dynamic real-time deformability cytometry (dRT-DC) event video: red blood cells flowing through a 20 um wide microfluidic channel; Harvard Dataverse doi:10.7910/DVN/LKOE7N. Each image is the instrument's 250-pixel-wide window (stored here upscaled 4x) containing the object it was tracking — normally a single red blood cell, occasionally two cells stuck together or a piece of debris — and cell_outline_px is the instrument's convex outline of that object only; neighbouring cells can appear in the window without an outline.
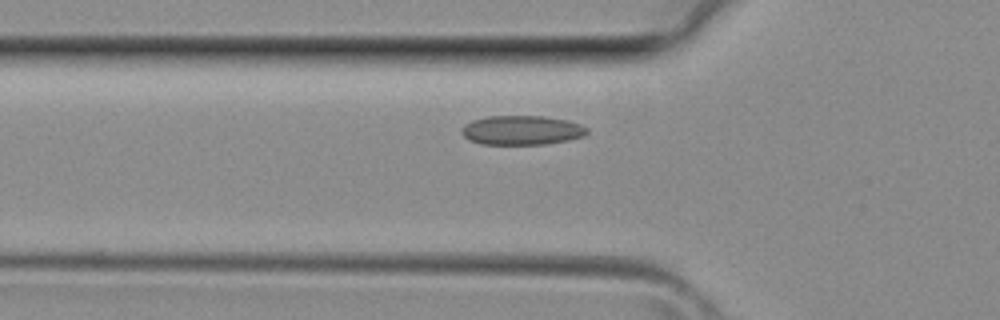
{"species": "common noctule bat (a hibernating species)", "species_latin": "Nyctalus noctula", "temperature_condition": "room temperature", "stored_images_in_passage": 29, "camera_frame_rate_fps": 3000, "um_per_image_px": 0.085, "animal": {"sex": "female", "body_mass_g": 29.2, "forearm_length_mm": 56.3}, "frame": {"image": 1, "passage_image": 8, "time_ms": 2.333, "image_size_px": [1000, 320], "cell_outline_px": [[588, 132], [584, 136], [568, 140], [544, 144], [480, 144], [468, 140], [460, 132], [464, 124], [472, 120], [488, 116], [544, 116], [568, 120], [580, 124], [588, 128]], "centroid_in_image_um": [44.34, 11.06], "position_along_channel_um": 81.5, "area_um2": 21.56}}
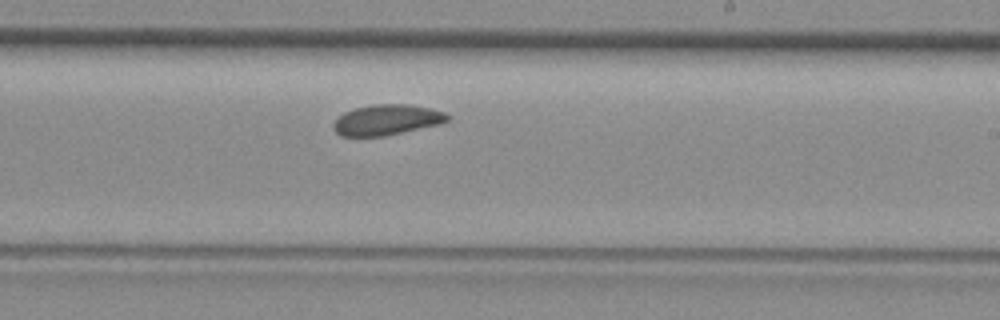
{"frame": {"image": 2, "passage_image": 18, "time_ms": 5.667, "image_size_px": [1000, 320], "cell_outline_px": [[448, 120], [440, 124], [384, 136], [340, 136], [336, 132], [332, 124], [344, 112], [356, 108], [372, 104], [408, 104], [432, 108], [444, 112], [448, 116]], "centroid_in_image_um": [32.88, 10.18], "position_along_channel_um": 256.1, "area_um2": 20.17}}
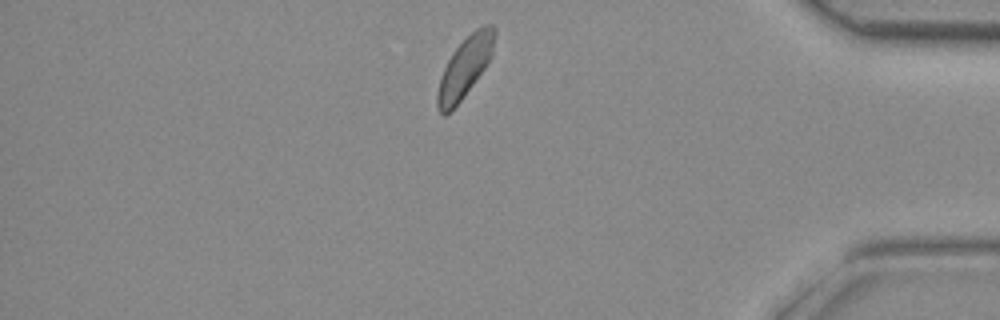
{"frame": {"image": 3, "passage_image": 28, "time_ms": 9.0, "image_size_px": [1000, 320], "cell_outline_px": [[496, 36], [492, 56], [484, 68], [460, 100], [444, 116], [440, 112], [436, 104], [436, 92], [444, 68], [452, 52], [476, 28], [484, 24], [492, 24], [496, 28]], "centroid_in_image_um": [39.53, 5.67], "position_along_channel_um": 395.7, "area_um2": 19.71}}